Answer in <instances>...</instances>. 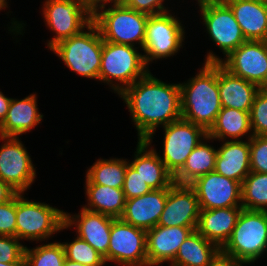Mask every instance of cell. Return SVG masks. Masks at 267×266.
Wrapping results in <instances>:
<instances>
[{"label": "cell", "mask_w": 267, "mask_h": 266, "mask_svg": "<svg viewBox=\"0 0 267 266\" xmlns=\"http://www.w3.org/2000/svg\"><path fill=\"white\" fill-rule=\"evenodd\" d=\"M261 89L264 90L265 92H267V81Z\"/></svg>", "instance_id": "c3c4849f"}, {"label": "cell", "mask_w": 267, "mask_h": 266, "mask_svg": "<svg viewBox=\"0 0 267 266\" xmlns=\"http://www.w3.org/2000/svg\"><path fill=\"white\" fill-rule=\"evenodd\" d=\"M83 185L86 203L80 207L113 218L122 216L126 202L122 188L93 184L86 176Z\"/></svg>", "instance_id": "484cf974"}, {"label": "cell", "mask_w": 267, "mask_h": 266, "mask_svg": "<svg viewBox=\"0 0 267 266\" xmlns=\"http://www.w3.org/2000/svg\"><path fill=\"white\" fill-rule=\"evenodd\" d=\"M21 137L0 136V179L18 193H25L37 179L36 166Z\"/></svg>", "instance_id": "7c38bea8"}, {"label": "cell", "mask_w": 267, "mask_h": 266, "mask_svg": "<svg viewBox=\"0 0 267 266\" xmlns=\"http://www.w3.org/2000/svg\"><path fill=\"white\" fill-rule=\"evenodd\" d=\"M25 246L15 236L0 235V263L18 261L24 255Z\"/></svg>", "instance_id": "74e56055"}, {"label": "cell", "mask_w": 267, "mask_h": 266, "mask_svg": "<svg viewBox=\"0 0 267 266\" xmlns=\"http://www.w3.org/2000/svg\"><path fill=\"white\" fill-rule=\"evenodd\" d=\"M0 235L16 237V196L0 204Z\"/></svg>", "instance_id": "f35d334b"}, {"label": "cell", "mask_w": 267, "mask_h": 266, "mask_svg": "<svg viewBox=\"0 0 267 266\" xmlns=\"http://www.w3.org/2000/svg\"><path fill=\"white\" fill-rule=\"evenodd\" d=\"M207 135L215 141L250 139L253 136L250 112L222 107Z\"/></svg>", "instance_id": "4316f807"}, {"label": "cell", "mask_w": 267, "mask_h": 266, "mask_svg": "<svg viewBox=\"0 0 267 266\" xmlns=\"http://www.w3.org/2000/svg\"><path fill=\"white\" fill-rule=\"evenodd\" d=\"M207 266H246L243 262L236 260L233 256L224 253L221 249L211 259Z\"/></svg>", "instance_id": "ab89813d"}, {"label": "cell", "mask_w": 267, "mask_h": 266, "mask_svg": "<svg viewBox=\"0 0 267 266\" xmlns=\"http://www.w3.org/2000/svg\"><path fill=\"white\" fill-rule=\"evenodd\" d=\"M189 79L180 83L181 115L208 131L222 105L218 87V63H203Z\"/></svg>", "instance_id": "7a4b0ae2"}, {"label": "cell", "mask_w": 267, "mask_h": 266, "mask_svg": "<svg viewBox=\"0 0 267 266\" xmlns=\"http://www.w3.org/2000/svg\"><path fill=\"white\" fill-rule=\"evenodd\" d=\"M112 262L115 266H147L146 231L116 218L108 248V263Z\"/></svg>", "instance_id": "4fadbf2b"}, {"label": "cell", "mask_w": 267, "mask_h": 266, "mask_svg": "<svg viewBox=\"0 0 267 266\" xmlns=\"http://www.w3.org/2000/svg\"><path fill=\"white\" fill-rule=\"evenodd\" d=\"M78 213L65 211V225L67 230L74 231L79 238L86 241L108 264V248L112 222L111 216L92 212L81 207ZM72 213V214H71ZM73 228V229H72Z\"/></svg>", "instance_id": "2e32d148"}, {"label": "cell", "mask_w": 267, "mask_h": 266, "mask_svg": "<svg viewBox=\"0 0 267 266\" xmlns=\"http://www.w3.org/2000/svg\"><path fill=\"white\" fill-rule=\"evenodd\" d=\"M103 39L91 22L79 34L64 39L50 49L72 73L99 82Z\"/></svg>", "instance_id": "5b68a950"}, {"label": "cell", "mask_w": 267, "mask_h": 266, "mask_svg": "<svg viewBox=\"0 0 267 266\" xmlns=\"http://www.w3.org/2000/svg\"><path fill=\"white\" fill-rule=\"evenodd\" d=\"M266 249L267 211L242 209L232 235L221 250L247 266L266 258Z\"/></svg>", "instance_id": "9c48e42d"}, {"label": "cell", "mask_w": 267, "mask_h": 266, "mask_svg": "<svg viewBox=\"0 0 267 266\" xmlns=\"http://www.w3.org/2000/svg\"><path fill=\"white\" fill-rule=\"evenodd\" d=\"M11 2V0H0V13H1V11H6V15L9 17L10 15H11V13L13 14V11H11L10 9H9V5H11V4H9L10 2ZM6 9H9L8 11L6 10ZM9 13H10V15H9Z\"/></svg>", "instance_id": "f6af8a7d"}, {"label": "cell", "mask_w": 267, "mask_h": 266, "mask_svg": "<svg viewBox=\"0 0 267 266\" xmlns=\"http://www.w3.org/2000/svg\"><path fill=\"white\" fill-rule=\"evenodd\" d=\"M128 159L123 157H100L91 166L86 167L85 176L93 183L122 188L125 179Z\"/></svg>", "instance_id": "f546056e"}, {"label": "cell", "mask_w": 267, "mask_h": 266, "mask_svg": "<svg viewBox=\"0 0 267 266\" xmlns=\"http://www.w3.org/2000/svg\"><path fill=\"white\" fill-rule=\"evenodd\" d=\"M242 206L200 209L196 231L220 249L232 235Z\"/></svg>", "instance_id": "603a6c76"}, {"label": "cell", "mask_w": 267, "mask_h": 266, "mask_svg": "<svg viewBox=\"0 0 267 266\" xmlns=\"http://www.w3.org/2000/svg\"><path fill=\"white\" fill-rule=\"evenodd\" d=\"M161 128L164 132L162 148L158 152L155 144L149 145L156 151L165 167L175 175L183 167L192 150L207 136V131L183 118Z\"/></svg>", "instance_id": "8fae6325"}, {"label": "cell", "mask_w": 267, "mask_h": 266, "mask_svg": "<svg viewBox=\"0 0 267 266\" xmlns=\"http://www.w3.org/2000/svg\"><path fill=\"white\" fill-rule=\"evenodd\" d=\"M63 266H86V265L80 264L78 262L71 261L69 259H65L64 262H63Z\"/></svg>", "instance_id": "7dc6e473"}, {"label": "cell", "mask_w": 267, "mask_h": 266, "mask_svg": "<svg viewBox=\"0 0 267 266\" xmlns=\"http://www.w3.org/2000/svg\"><path fill=\"white\" fill-rule=\"evenodd\" d=\"M168 188L152 190L151 192L127 199L120 219L145 231L157 226L165 206Z\"/></svg>", "instance_id": "ffe728a7"}, {"label": "cell", "mask_w": 267, "mask_h": 266, "mask_svg": "<svg viewBox=\"0 0 267 266\" xmlns=\"http://www.w3.org/2000/svg\"><path fill=\"white\" fill-rule=\"evenodd\" d=\"M220 64L233 75L262 88L267 81V41L247 40Z\"/></svg>", "instance_id": "5bb4252c"}, {"label": "cell", "mask_w": 267, "mask_h": 266, "mask_svg": "<svg viewBox=\"0 0 267 266\" xmlns=\"http://www.w3.org/2000/svg\"><path fill=\"white\" fill-rule=\"evenodd\" d=\"M0 266H27L26 257L23 255L18 261L9 263H0Z\"/></svg>", "instance_id": "ee69618b"}, {"label": "cell", "mask_w": 267, "mask_h": 266, "mask_svg": "<svg viewBox=\"0 0 267 266\" xmlns=\"http://www.w3.org/2000/svg\"><path fill=\"white\" fill-rule=\"evenodd\" d=\"M220 248L193 230L179 247L171 266H207Z\"/></svg>", "instance_id": "f1b7e54d"}, {"label": "cell", "mask_w": 267, "mask_h": 266, "mask_svg": "<svg viewBox=\"0 0 267 266\" xmlns=\"http://www.w3.org/2000/svg\"><path fill=\"white\" fill-rule=\"evenodd\" d=\"M241 205L246 210L267 211V173L250 172L241 188Z\"/></svg>", "instance_id": "4dcf8cb0"}, {"label": "cell", "mask_w": 267, "mask_h": 266, "mask_svg": "<svg viewBox=\"0 0 267 266\" xmlns=\"http://www.w3.org/2000/svg\"><path fill=\"white\" fill-rule=\"evenodd\" d=\"M66 229L63 209L29 199L25 193L16 195V238L23 244L52 240Z\"/></svg>", "instance_id": "3957f363"}, {"label": "cell", "mask_w": 267, "mask_h": 266, "mask_svg": "<svg viewBox=\"0 0 267 266\" xmlns=\"http://www.w3.org/2000/svg\"><path fill=\"white\" fill-rule=\"evenodd\" d=\"M148 15L121 1L98 8L92 14L103 41L143 48Z\"/></svg>", "instance_id": "8992f818"}, {"label": "cell", "mask_w": 267, "mask_h": 266, "mask_svg": "<svg viewBox=\"0 0 267 266\" xmlns=\"http://www.w3.org/2000/svg\"><path fill=\"white\" fill-rule=\"evenodd\" d=\"M250 145V171L267 173V136H252Z\"/></svg>", "instance_id": "e575fe53"}, {"label": "cell", "mask_w": 267, "mask_h": 266, "mask_svg": "<svg viewBox=\"0 0 267 266\" xmlns=\"http://www.w3.org/2000/svg\"><path fill=\"white\" fill-rule=\"evenodd\" d=\"M192 1H196L195 2V7H196V4L204 5V4H210V3H226L229 0H192Z\"/></svg>", "instance_id": "bcb514c9"}, {"label": "cell", "mask_w": 267, "mask_h": 266, "mask_svg": "<svg viewBox=\"0 0 267 266\" xmlns=\"http://www.w3.org/2000/svg\"><path fill=\"white\" fill-rule=\"evenodd\" d=\"M84 6L93 14L98 8L120 0H81Z\"/></svg>", "instance_id": "b9f144b4"}, {"label": "cell", "mask_w": 267, "mask_h": 266, "mask_svg": "<svg viewBox=\"0 0 267 266\" xmlns=\"http://www.w3.org/2000/svg\"><path fill=\"white\" fill-rule=\"evenodd\" d=\"M40 3L39 13L44 25L53 33L45 42L48 51L60 41L79 34L92 22V13L81 0H44Z\"/></svg>", "instance_id": "30bf717a"}, {"label": "cell", "mask_w": 267, "mask_h": 266, "mask_svg": "<svg viewBox=\"0 0 267 266\" xmlns=\"http://www.w3.org/2000/svg\"><path fill=\"white\" fill-rule=\"evenodd\" d=\"M36 244L35 247L25 246L27 266H63L66 257L61 240Z\"/></svg>", "instance_id": "1f68e13d"}, {"label": "cell", "mask_w": 267, "mask_h": 266, "mask_svg": "<svg viewBox=\"0 0 267 266\" xmlns=\"http://www.w3.org/2000/svg\"><path fill=\"white\" fill-rule=\"evenodd\" d=\"M18 192L0 179V204L12 200Z\"/></svg>", "instance_id": "60d3db41"}, {"label": "cell", "mask_w": 267, "mask_h": 266, "mask_svg": "<svg viewBox=\"0 0 267 266\" xmlns=\"http://www.w3.org/2000/svg\"><path fill=\"white\" fill-rule=\"evenodd\" d=\"M208 135L192 150L183 167L174 175V182L190 184L200 176L215 170L217 147Z\"/></svg>", "instance_id": "83f0119b"}, {"label": "cell", "mask_w": 267, "mask_h": 266, "mask_svg": "<svg viewBox=\"0 0 267 266\" xmlns=\"http://www.w3.org/2000/svg\"><path fill=\"white\" fill-rule=\"evenodd\" d=\"M122 190L126 200L142 196L152 191L151 187L129 163L127 164Z\"/></svg>", "instance_id": "d590c367"}, {"label": "cell", "mask_w": 267, "mask_h": 266, "mask_svg": "<svg viewBox=\"0 0 267 266\" xmlns=\"http://www.w3.org/2000/svg\"><path fill=\"white\" fill-rule=\"evenodd\" d=\"M149 70L142 49L103 41L99 82L120 95Z\"/></svg>", "instance_id": "277c9868"}, {"label": "cell", "mask_w": 267, "mask_h": 266, "mask_svg": "<svg viewBox=\"0 0 267 266\" xmlns=\"http://www.w3.org/2000/svg\"><path fill=\"white\" fill-rule=\"evenodd\" d=\"M218 87L222 107L250 112L261 89L256 84L235 76L218 63Z\"/></svg>", "instance_id": "d4e9b609"}, {"label": "cell", "mask_w": 267, "mask_h": 266, "mask_svg": "<svg viewBox=\"0 0 267 266\" xmlns=\"http://www.w3.org/2000/svg\"><path fill=\"white\" fill-rule=\"evenodd\" d=\"M149 70L119 96L137 131V140L153 144L157 129L182 118L180 83L158 79Z\"/></svg>", "instance_id": "6da1fadb"}, {"label": "cell", "mask_w": 267, "mask_h": 266, "mask_svg": "<svg viewBox=\"0 0 267 266\" xmlns=\"http://www.w3.org/2000/svg\"><path fill=\"white\" fill-rule=\"evenodd\" d=\"M120 1L125 6L140 13L146 14L148 16L173 11L174 9L173 5H175L173 3L172 7L168 6L169 3H171L170 2L171 0H120Z\"/></svg>", "instance_id": "8d00e7d4"}, {"label": "cell", "mask_w": 267, "mask_h": 266, "mask_svg": "<svg viewBox=\"0 0 267 266\" xmlns=\"http://www.w3.org/2000/svg\"><path fill=\"white\" fill-rule=\"evenodd\" d=\"M253 136H267V92L260 89L250 110Z\"/></svg>", "instance_id": "836d02e7"}, {"label": "cell", "mask_w": 267, "mask_h": 266, "mask_svg": "<svg viewBox=\"0 0 267 266\" xmlns=\"http://www.w3.org/2000/svg\"><path fill=\"white\" fill-rule=\"evenodd\" d=\"M37 92L24 98H12L6 118L0 124V136L20 137L33 132L44 121V114L38 108Z\"/></svg>", "instance_id": "d6986e66"}, {"label": "cell", "mask_w": 267, "mask_h": 266, "mask_svg": "<svg viewBox=\"0 0 267 266\" xmlns=\"http://www.w3.org/2000/svg\"><path fill=\"white\" fill-rule=\"evenodd\" d=\"M0 89V124L6 118L12 97H7Z\"/></svg>", "instance_id": "7bdbcfd3"}, {"label": "cell", "mask_w": 267, "mask_h": 266, "mask_svg": "<svg viewBox=\"0 0 267 266\" xmlns=\"http://www.w3.org/2000/svg\"><path fill=\"white\" fill-rule=\"evenodd\" d=\"M199 15L209 41L219 49L223 55L219 56L214 50H207L204 63H220L232 51L236 50L242 43L247 41L242 33L241 27L236 21L230 7L226 3H210L196 5ZM223 57V58H222Z\"/></svg>", "instance_id": "52a82bcc"}, {"label": "cell", "mask_w": 267, "mask_h": 266, "mask_svg": "<svg viewBox=\"0 0 267 266\" xmlns=\"http://www.w3.org/2000/svg\"><path fill=\"white\" fill-rule=\"evenodd\" d=\"M178 15V11L176 15L175 11H169L148 16L142 52L149 69L158 60H170L185 48L187 27Z\"/></svg>", "instance_id": "ba28073f"}, {"label": "cell", "mask_w": 267, "mask_h": 266, "mask_svg": "<svg viewBox=\"0 0 267 266\" xmlns=\"http://www.w3.org/2000/svg\"><path fill=\"white\" fill-rule=\"evenodd\" d=\"M189 185L196 193L200 209L242 206V184L215 171L198 177Z\"/></svg>", "instance_id": "9a60e30c"}, {"label": "cell", "mask_w": 267, "mask_h": 266, "mask_svg": "<svg viewBox=\"0 0 267 266\" xmlns=\"http://www.w3.org/2000/svg\"><path fill=\"white\" fill-rule=\"evenodd\" d=\"M226 4L246 40L267 41V1L229 0Z\"/></svg>", "instance_id": "cb8c5ba5"}, {"label": "cell", "mask_w": 267, "mask_h": 266, "mask_svg": "<svg viewBox=\"0 0 267 266\" xmlns=\"http://www.w3.org/2000/svg\"><path fill=\"white\" fill-rule=\"evenodd\" d=\"M215 172L241 184L250 171V145L248 140L216 141ZM221 142V143H220Z\"/></svg>", "instance_id": "7402d4cb"}, {"label": "cell", "mask_w": 267, "mask_h": 266, "mask_svg": "<svg viewBox=\"0 0 267 266\" xmlns=\"http://www.w3.org/2000/svg\"><path fill=\"white\" fill-rule=\"evenodd\" d=\"M64 248L65 257L74 262L86 266H106L103 256H101L93 247L86 241L74 235L73 240L70 242L66 240L61 242Z\"/></svg>", "instance_id": "d6a6232c"}, {"label": "cell", "mask_w": 267, "mask_h": 266, "mask_svg": "<svg viewBox=\"0 0 267 266\" xmlns=\"http://www.w3.org/2000/svg\"><path fill=\"white\" fill-rule=\"evenodd\" d=\"M135 150L132 159H128V163L152 190L169 188L174 183V175L145 140H137Z\"/></svg>", "instance_id": "44dd1931"}, {"label": "cell", "mask_w": 267, "mask_h": 266, "mask_svg": "<svg viewBox=\"0 0 267 266\" xmlns=\"http://www.w3.org/2000/svg\"><path fill=\"white\" fill-rule=\"evenodd\" d=\"M200 206L194 189L189 184L173 183L158 224L164 227H197Z\"/></svg>", "instance_id": "e0dca14e"}, {"label": "cell", "mask_w": 267, "mask_h": 266, "mask_svg": "<svg viewBox=\"0 0 267 266\" xmlns=\"http://www.w3.org/2000/svg\"><path fill=\"white\" fill-rule=\"evenodd\" d=\"M196 227L157 225L146 231L147 266L168 265L174 260L179 247Z\"/></svg>", "instance_id": "ac0fdd59"}]
</instances>
